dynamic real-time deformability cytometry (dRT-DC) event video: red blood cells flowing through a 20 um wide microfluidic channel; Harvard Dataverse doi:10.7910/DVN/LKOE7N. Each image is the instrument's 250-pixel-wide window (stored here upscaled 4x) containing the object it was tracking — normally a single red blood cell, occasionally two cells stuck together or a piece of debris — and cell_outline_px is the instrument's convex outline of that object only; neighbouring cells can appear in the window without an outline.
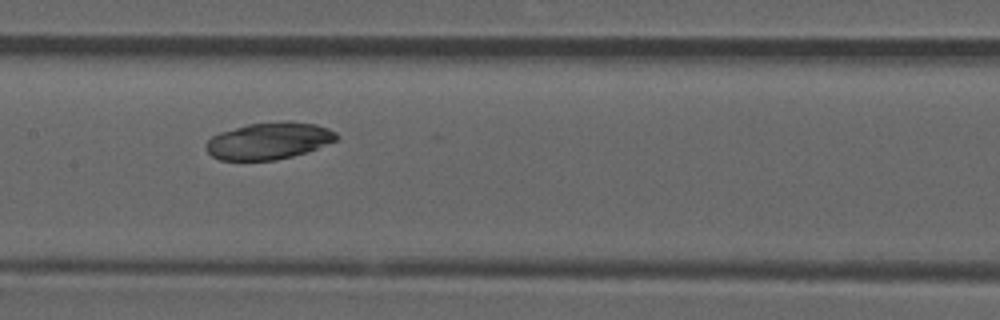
{"species": "common noctule bat (a hibernating species)", "species_latin": "Nyctalus noctula", "temperature_condition": "room temperature", "stored_images_in_passage": 4, "camera_frame_rate_fps": 3000, "um_per_image_px": 0.085, "animal": {"sex": "male", "forearm_length_mm": 52.5}, "frame": {"image": 1, "passage_image": 4, "time_ms": 1.0, "image_size_px": [1000, 320], "cell_outline_px": [[340, 136], [336, 140], [316, 148], [292, 156], [276, 160], [220, 160], [212, 156], [204, 148], [204, 144], [212, 136], [220, 132], [248, 124], [284, 120], [288, 120], [316, 124], [328, 128], [336, 132]], "centroid_in_image_um": [22.84, 11.96], "position_along_channel_um": 184.6, "area_um2": 28.15}}